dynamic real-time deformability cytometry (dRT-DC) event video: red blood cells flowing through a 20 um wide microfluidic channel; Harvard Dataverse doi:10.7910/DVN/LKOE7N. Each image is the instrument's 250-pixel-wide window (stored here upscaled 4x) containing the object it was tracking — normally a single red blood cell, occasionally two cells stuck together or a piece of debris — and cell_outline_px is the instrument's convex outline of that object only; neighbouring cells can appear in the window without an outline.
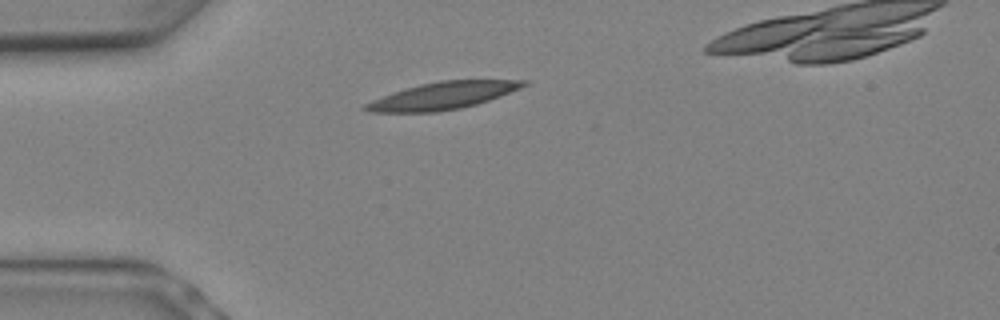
{"species": "Egyptian fruit bat (a non-hibernating species)", "species_latin": "Rousettus aegyptiacus", "temperature_condition": "warm", "stored_images_in_passage": 4, "camera_frame_rate_fps": 3000, "um_per_image_px": 0.085, "animal": {"sex": "female"}, "frame": {"image": 1, "passage_image": 2, "time_ms": 0.333, "image_size_px": [1000, 320], "cell_outline_px": [[528, 84], [520, 88], [500, 96], [476, 104], [460, 108], [436, 112], [368, 112], [360, 108], [364, 104], [392, 92], [420, 84], [440, 80], [528, 80]], "centroid_in_image_um": [37.6, 8.13], "position_along_channel_um": 47.4, "area_um2": 24.91}}
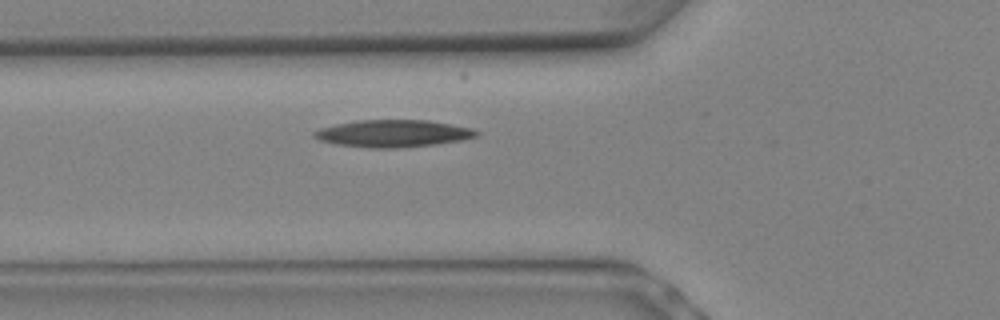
{"frame": {"image": 2, "passage_image": 4, "time_ms": 1.0, "image_size_px": [1000, 320], "cell_outline_px": [[480, 132], [476, 136], [460, 140], [436, 144], [400, 148], [368, 148], [336, 144], [320, 140], [312, 136], [312, 132], [320, 128], [336, 124], [356, 120], [424, 120], [472, 128]], "centroid_in_image_um": [33.36, 11.35], "position_along_channel_um": 92.4, "area_um2": 25.61}}